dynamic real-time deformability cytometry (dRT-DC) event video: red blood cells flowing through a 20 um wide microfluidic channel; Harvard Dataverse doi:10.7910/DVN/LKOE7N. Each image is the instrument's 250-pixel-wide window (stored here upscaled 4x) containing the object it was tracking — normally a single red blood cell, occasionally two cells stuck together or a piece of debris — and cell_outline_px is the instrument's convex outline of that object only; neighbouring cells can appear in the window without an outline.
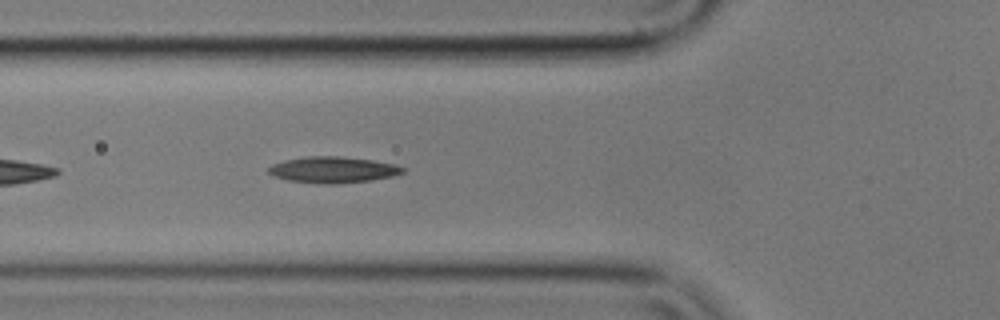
{"species": "common noctule bat (a hibernating species)", "species_latin": "Nyctalus noctula", "temperature_condition": "cold", "stored_images_in_passage": 20, "camera_frame_rate_fps": 3000, "um_per_image_px": 0.085, "animal": {"sex": "male", "body_mass_g": 17.9}, "frame": {"image": 1, "passage_image": 6, "time_ms": 1.667, "image_size_px": [1000, 320], "cell_outline_px": [[404, 172], [392, 176], [372, 180], [336, 184], [324, 184], [288, 180], [272, 176], [268, 172], [268, 168], [272, 164], [284, 160], [304, 156], [344, 156], [372, 160], [396, 164], [404, 168]], "centroid_in_image_um": [28.29, 14.42], "position_along_channel_um": 97.5, "area_um2": 20.63}}
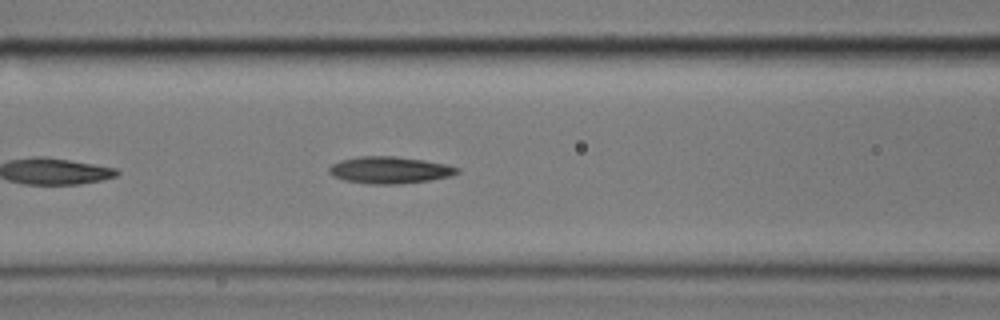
{"frame": {"image": 2, "passage_image": 9, "time_ms": 2.667, "image_size_px": [1000, 320], "cell_outline_px": [[460, 172], [452, 176], [428, 180], [396, 184], [368, 184], [344, 180], [332, 176], [328, 172], [328, 168], [332, 164], [340, 160], [360, 156], [396, 156], [424, 160], [448, 164], [460, 168]], "centroid_in_image_um": [33.13, 14.45], "position_along_channel_um": 133.5, "area_um2": 20.23}}